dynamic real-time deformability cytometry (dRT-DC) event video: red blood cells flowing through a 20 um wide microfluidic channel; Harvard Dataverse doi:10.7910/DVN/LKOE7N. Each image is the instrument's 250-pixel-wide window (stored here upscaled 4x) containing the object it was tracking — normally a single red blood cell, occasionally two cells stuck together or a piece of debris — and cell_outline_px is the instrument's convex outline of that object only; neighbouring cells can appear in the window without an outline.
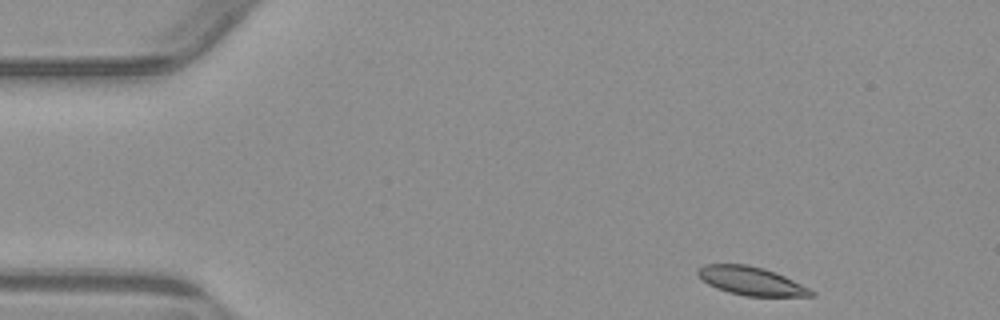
{"species": "common noctule bat (a hibernating species)", "species_latin": "Nyctalus noctula", "temperature_condition": "warm", "stored_images_in_passage": 49, "camera_frame_rate_fps": 3000, "um_per_image_px": 0.085, "animal": {"sex": "male", "body_mass_g": 23.1, "forearm_length_mm": 52.7}, "frame": {"image": 1, "passage_image": 1, "time_ms": 0.0, "image_size_px": [1000, 320], "cell_outline_px": [[816, 296], [744, 296], [728, 292], [716, 288], [708, 284], [696, 272], [696, 268], [704, 264], [748, 264], [764, 268], [776, 272], [816, 292]], "centroid_in_image_um": [63.83, 23.87], "position_along_channel_um": 21.2, "area_um2": 18.79}}
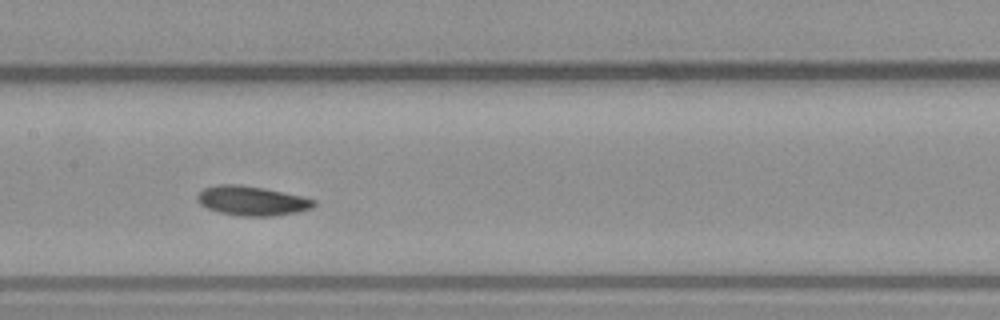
{"frame": {"image": 2, "passage_image": 21, "time_ms": 6.667, "image_size_px": [1000, 320], "cell_outline_px": [[316, 204], [312, 208], [296, 212], [272, 216], [240, 216], [220, 212], [208, 208], [200, 204], [196, 200], [196, 196], [204, 188], [220, 184], [240, 184], [264, 188], [300, 196], [316, 200]], "centroid_in_image_um": [21.39, 17.06], "position_along_channel_um": 186.0, "area_um2": 19.88}}
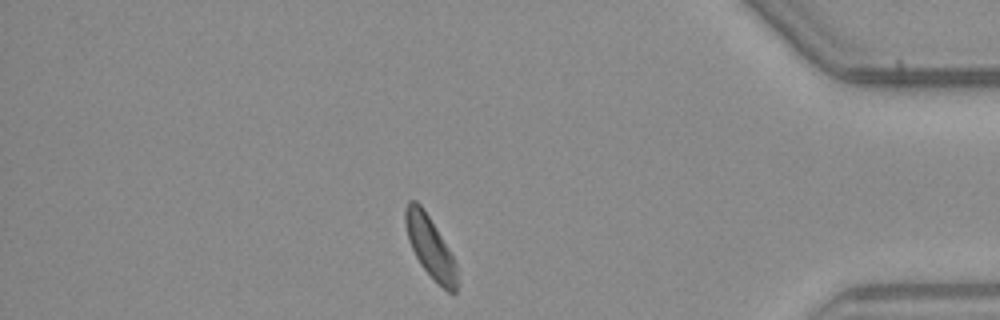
{"frame": {"image": 3, "passage_image": 41, "time_ms": 13.333, "image_size_px": [1000, 320], "cell_outline_px": [[456, 296], [448, 292], [420, 264], [408, 240], [404, 220], [404, 208], [408, 200], [416, 200], [420, 204], [428, 216], [448, 248], [456, 264]], "centroid_in_image_um": [36.53, 20.95], "position_along_channel_um": 398.7, "area_um2": 17.98}, "authors_computed_cell_mechanics": {"area_um2": 19.3052, "velocity_mm_per_s": 3.7906, "shape_relaxation_time_tau1_ms": 3.9094, "shape_relaxation_time_tau2_ms": 5.5529, "deformation_change_tau1": 0.0837, "deformation_change_tau2": 0.1057}}